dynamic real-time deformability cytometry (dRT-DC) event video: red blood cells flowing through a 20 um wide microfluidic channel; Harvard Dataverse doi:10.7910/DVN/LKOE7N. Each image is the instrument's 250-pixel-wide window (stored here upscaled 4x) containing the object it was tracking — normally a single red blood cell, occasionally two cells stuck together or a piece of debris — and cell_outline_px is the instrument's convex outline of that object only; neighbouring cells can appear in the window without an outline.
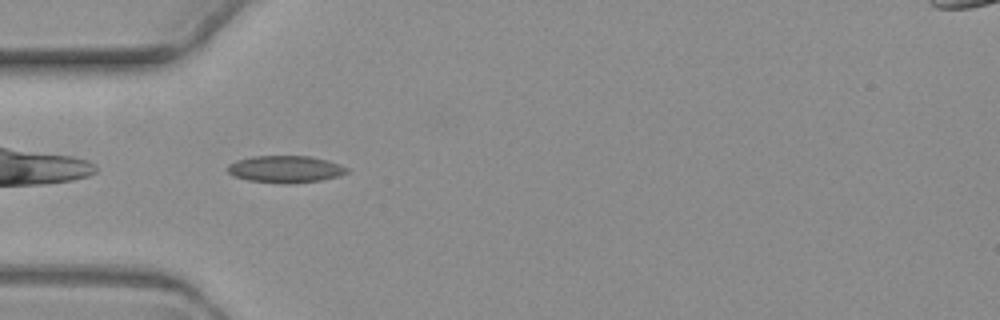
{"species": "common noctule bat (a hibernating species)", "species_latin": "Nyctalus noctula", "temperature_condition": "warm", "stored_images_in_passage": 6, "camera_frame_rate_fps": 3000, "um_per_image_px": 0.085, "animal": {"sex": "female", "body_mass_g": 19.3, "forearm_length_mm": 54.1}, "frame": {"image": 1, "passage_image": 1, "time_ms": 0.0, "image_size_px": [1000, 320], "cell_outline_px": [[348, 172], [336, 176], [320, 180], [292, 184], [288, 184], [248, 180], [232, 176], [228, 172], [228, 164], [236, 160], [252, 156], [312, 156], [328, 160], [340, 164], [348, 168]], "centroid_in_image_um": [24.24, 14.37], "position_along_channel_um": 60.8, "area_um2": 18.84}}
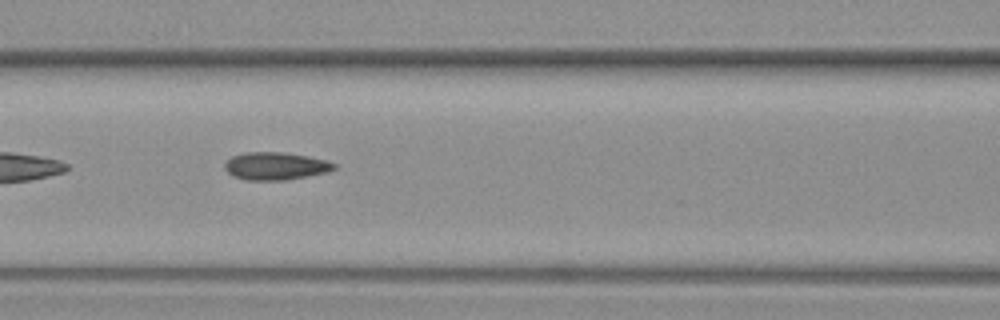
{"frame": {"image": 2, "passage_image": 3, "time_ms": 2.333, "image_size_px": [1000, 320], "cell_outline_px": [[336, 168], [328, 172], [284, 180], [248, 180], [232, 176], [224, 168], [224, 164], [232, 156], [244, 152], [284, 152], [308, 156], [328, 160], [336, 164]], "centroid_in_image_um": [23.43, 14.1], "position_along_channel_um": 143.2, "area_um2": 17.69}}
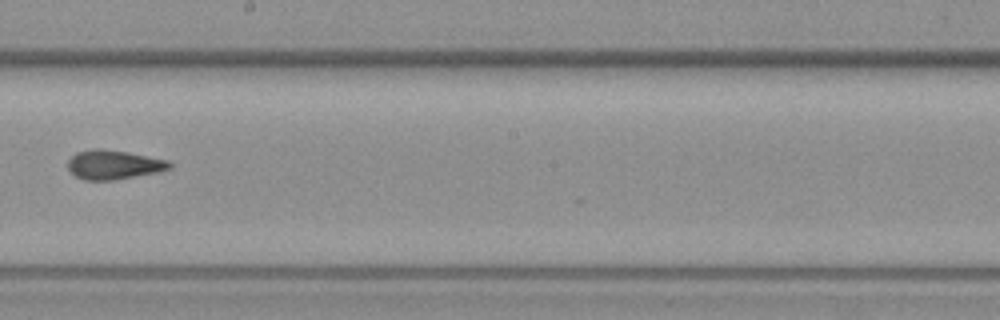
{"frame": {"image": 3, "passage_image": 5, "time_ms": 5.0, "image_size_px": [1000, 320], "cell_outline_px": [[172, 168], [156, 172], [112, 180], [84, 180], [76, 176], [68, 168], [68, 160], [76, 152], [96, 148], [128, 152], [168, 160], [172, 164]], "centroid_in_image_um": [9.66, 13.99], "position_along_channel_um": 238.5, "area_um2": 17.11}}